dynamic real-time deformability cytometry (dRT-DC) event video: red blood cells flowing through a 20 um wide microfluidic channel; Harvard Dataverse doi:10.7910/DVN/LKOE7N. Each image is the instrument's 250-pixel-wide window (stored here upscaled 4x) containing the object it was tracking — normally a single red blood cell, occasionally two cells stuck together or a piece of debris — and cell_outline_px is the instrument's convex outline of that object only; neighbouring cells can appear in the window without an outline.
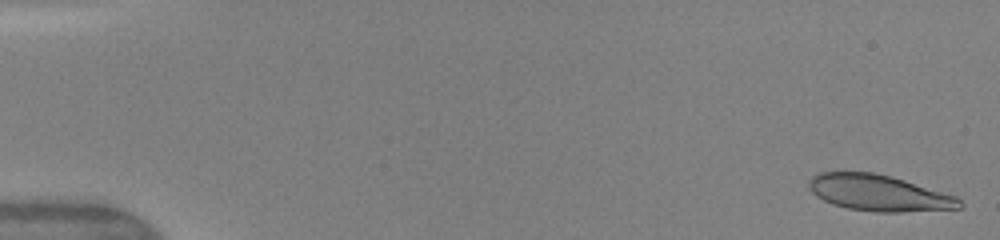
{"species": "human", "species_latin": "Homo sapiens", "temperature_condition": "warm", "stored_images_in_passage": 48, "camera_frame_rate_fps": 3000, "um_per_image_px": 0.085, "donor": {"sex": "female"}, "frame": {"image": 1, "passage_image": 1, "time_ms": 0.0, "image_size_px": [1000, 240], "cell_outline_px": [[964, 204], [960, 208], [900, 212], [876, 212], [848, 208], [832, 204], [816, 196], [808, 188], [808, 180], [812, 176], [820, 172], [872, 172], [892, 176], [956, 196]], "centroid_in_image_um": [74.68, 16.39], "position_along_channel_um": 10.3, "area_um2": 31.73}}
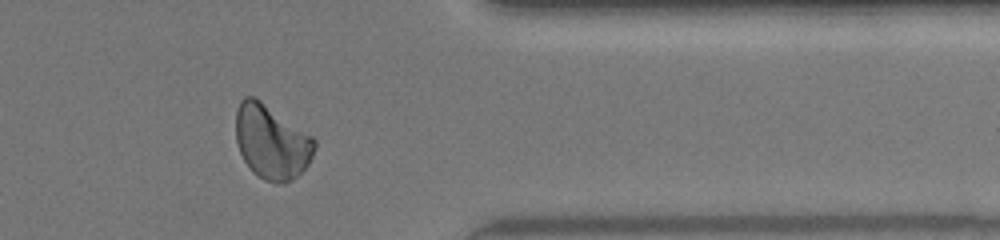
{"frame": {"image": 2, "passage_image": 40, "time_ms": 13.0, "image_size_px": [1000, 240], "cell_outline_px": [[316, 148], [308, 164], [292, 180], [276, 184], [264, 180], [252, 172], [244, 160], [240, 152], [236, 140], [236, 108], [240, 100], [244, 96], [252, 96], [260, 100], [312, 136], [316, 140]], "centroid_in_image_um": [23.06, 12.06], "position_along_channel_um": 388.3, "area_um2": 33.93}}
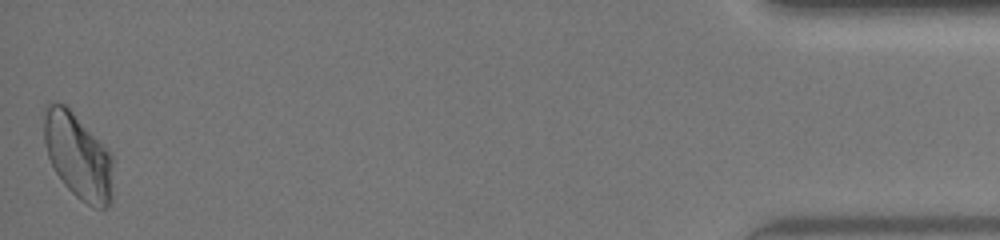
{"frame": {"image": 3, "passage_image": 48, "time_ms": 15.667, "image_size_px": [1000, 240], "cell_outline_px": [[112, 200], [108, 208], [92, 208], [80, 200], [64, 184], [56, 172], [48, 156], [44, 140], [40, 116], [44, 108], [52, 100], [56, 100], [64, 104], [72, 112], [112, 156]], "centroid_in_image_um": [6.58, 13.26], "position_along_channel_um": 428.6, "area_um2": 34.56}, "authors_computed_cell_mechanics": {"area_um2": 32.4836, "velocity_mm_per_s": 4.17, "shape_relaxation_time_tau1_ms": null, "shape_relaxation_time_tau2_ms": 2.7019, "deformation_change_tau1": null, "deformation_change_tau2": 0.0936}}